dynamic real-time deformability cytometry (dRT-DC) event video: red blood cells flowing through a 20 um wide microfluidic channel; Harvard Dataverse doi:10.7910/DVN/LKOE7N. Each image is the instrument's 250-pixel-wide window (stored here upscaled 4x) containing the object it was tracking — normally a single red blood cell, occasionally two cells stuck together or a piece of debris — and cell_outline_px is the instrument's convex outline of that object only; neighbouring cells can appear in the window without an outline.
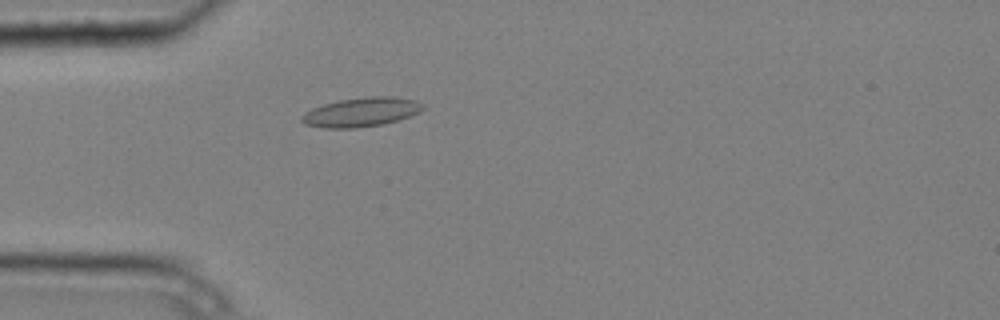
{"species": "common noctule bat (a hibernating species)", "species_latin": "Nyctalus noctula", "temperature_condition": "cold", "stored_images_in_passage": 4, "camera_frame_rate_fps": 3000, "um_per_image_px": 0.085, "animal": {"sex": "male", "body_mass_g": 20.4}, "frame": {"image": 1, "passage_image": 4, "time_ms": 1.0, "image_size_px": [1000, 320], "cell_outline_px": [[424, 108], [420, 112], [384, 124], [356, 128], [324, 128], [304, 124], [300, 120], [300, 116], [304, 112], [312, 108], [324, 104], [340, 100], [368, 96], [396, 96], [416, 100], [424, 104]], "centroid_in_image_um": [30.7, 9.52], "position_along_channel_um": 54.3, "area_um2": 20.75}}